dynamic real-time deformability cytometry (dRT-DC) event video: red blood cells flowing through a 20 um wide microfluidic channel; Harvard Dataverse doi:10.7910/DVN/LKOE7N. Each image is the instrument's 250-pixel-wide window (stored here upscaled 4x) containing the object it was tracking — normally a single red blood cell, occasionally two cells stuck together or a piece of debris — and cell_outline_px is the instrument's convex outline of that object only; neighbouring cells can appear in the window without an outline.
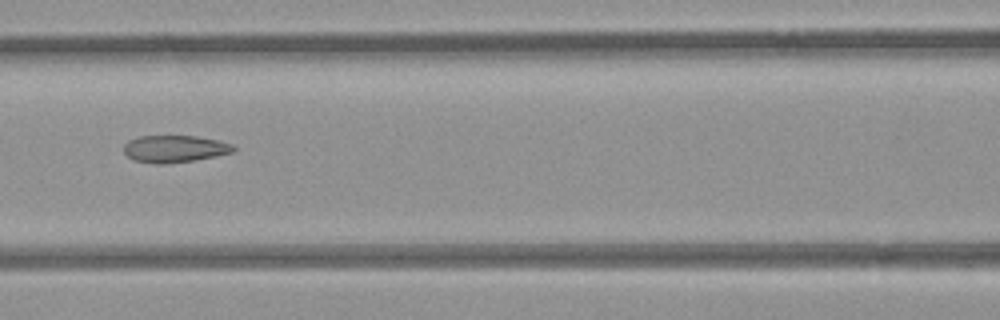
{"species": "common noctule bat (a hibernating species)", "species_latin": "Nyctalus noctula", "temperature_condition": "room temperature", "stored_images_in_passage": 7, "camera_frame_rate_fps": 3000, "um_per_image_px": 0.085, "animal": {"sex": "female", "body_mass_g": 21.9}, "frame": {"image": 1, "passage_image": 7, "time_ms": 2.0, "image_size_px": [1000, 320], "cell_outline_px": [[236, 148], [232, 152], [216, 156], [192, 160], [164, 164], [156, 164], [136, 160], [128, 156], [124, 152], [124, 144], [128, 140], [140, 136], [196, 136], [216, 140], [232, 144]], "centroid_in_image_um": [14.83, 12.64], "position_along_channel_um": 151.8, "area_um2": 17.11}}